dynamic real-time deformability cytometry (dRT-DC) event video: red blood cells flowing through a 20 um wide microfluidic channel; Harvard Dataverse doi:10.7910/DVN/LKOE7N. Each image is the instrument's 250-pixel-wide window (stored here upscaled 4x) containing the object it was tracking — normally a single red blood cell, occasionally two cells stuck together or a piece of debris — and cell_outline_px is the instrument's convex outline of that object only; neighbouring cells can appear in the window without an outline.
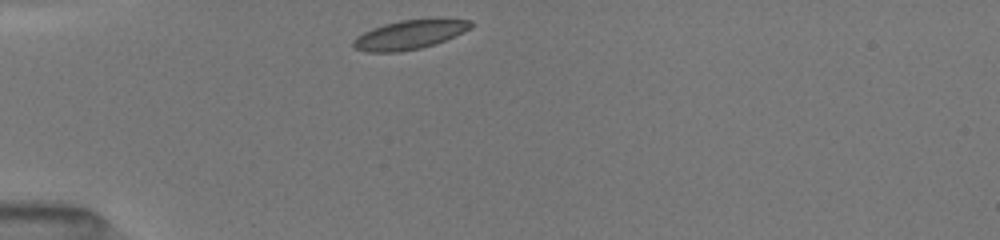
{"species": "common noctule bat (a hibernating species)", "species_latin": "Nyctalus noctula", "temperature_condition": "room temperature", "stored_images_in_passage": 9, "camera_frame_rate_fps": 3000, "um_per_image_px": 0.085, "animal": {"sex": "female", "body_mass_g": 19.5, "forearm_length_mm": 54.1}, "frame": {"image": 1, "passage_image": 1, "time_ms": 0.0, "image_size_px": [1000, 240], "cell_outline_px": [[476, 24], [472, 28], [464, 32], [444, 40], [420, 48], [400, 52], [368, 52], [352, 48], [352, 40], [356, 36], [372, 28], [384, 24], [400, 20], [428, 16], [440, 16], [472, 20]], "centroid_in_image_um": [34.89, 2.88], "position_along_channel_um": 50.1, "area_um2": 20.92}}
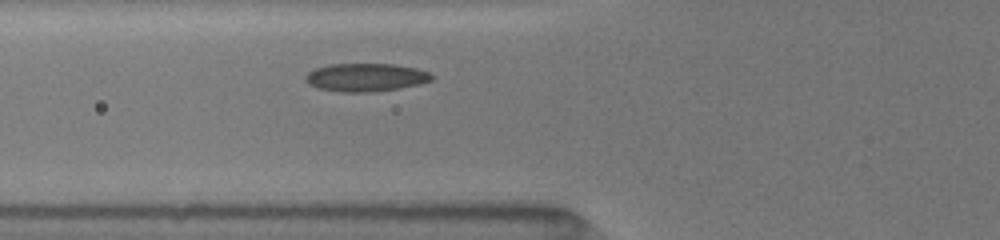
{"frame": {"image": 2, "passage_image": 6, "time_ms": 1.667, "image_size_px": [1000, 240], "cell_outline_px": [[436, 76], [432, 80], [420, 84], [400, 88], [372, 92], [340, 92], [320, 88], [308, 84], [304, 80], [304, 76], [308, 72], [316, 68], [328, 64], [392, 64], [416, 68], [428, 72]], "centroid_in_image_um": [31.09, 6.58], "position_along_channel_um": 94.7, "area_um2": 20.81}}
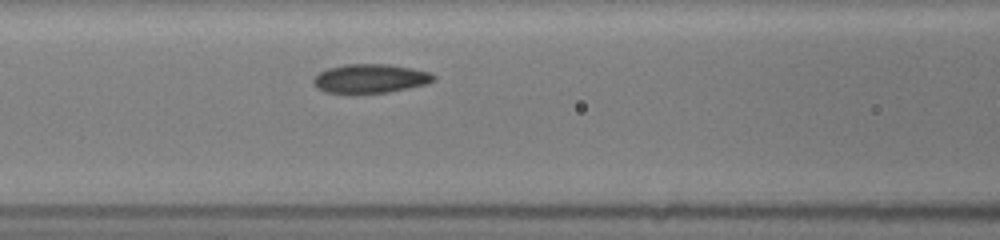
{"frame": {"image": 3, "passage_image": 9, "time_ms": 2.667, "image_size_px": [1000, 240], "cell_outline_px": [[436, 80], [428, 84], [388, 92], [352, 96], [324, 92], [316, 88], [312, 80], [320, 72], [328, 68], [344, 64], [388, 64], [412, 68], [432, 72], [436, 76]], "centroid_in_image_um": [31.46, 6.71], "position_along_channel_um": 135.1, "area_um2": 21.15}}